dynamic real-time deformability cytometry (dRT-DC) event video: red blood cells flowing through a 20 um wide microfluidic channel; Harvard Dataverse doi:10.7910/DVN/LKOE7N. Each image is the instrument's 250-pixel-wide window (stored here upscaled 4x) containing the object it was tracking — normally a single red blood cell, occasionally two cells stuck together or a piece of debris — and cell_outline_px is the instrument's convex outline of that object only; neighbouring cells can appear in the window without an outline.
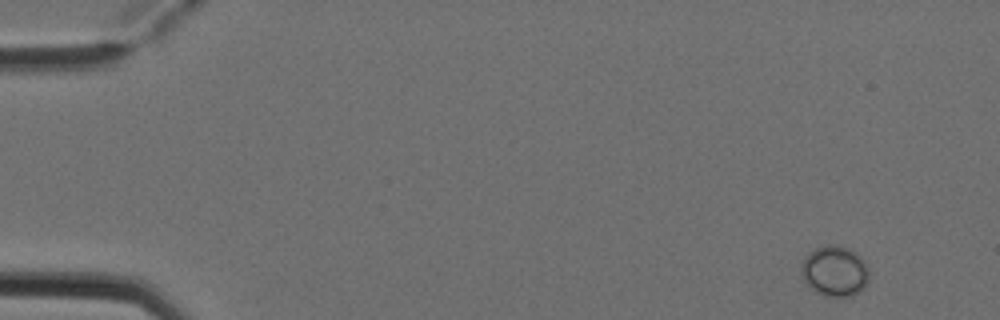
{"species": "Egyptian fruit bat (a non-hibernating species)", "species_latin": "Rousettus aegyptiacus", "temperature_condition": "cold", "stored_images_in_passage": 4, "camera_frame_rate_fps": 3000, "um_per_image_px": 0.085, "animal": {"sex": "female"}, "frame": {"image": 1, "passage_image": 1, "time_ms": 0.0, "image_size_px": [1000, 320], "cell_outline_px": [[868, 280], [864, 288], [848, 296], [824, 296], [816, 292], [804, 280], [804, 260], [808, 252], [816, 248], [828, 244], [836, 244], [852, 248], [864, 260], [868, 268]], "centroid_in_image_um": [71.0, 23.01], "position_along_channel_um": 14.0, "area_um2": 19.71}}